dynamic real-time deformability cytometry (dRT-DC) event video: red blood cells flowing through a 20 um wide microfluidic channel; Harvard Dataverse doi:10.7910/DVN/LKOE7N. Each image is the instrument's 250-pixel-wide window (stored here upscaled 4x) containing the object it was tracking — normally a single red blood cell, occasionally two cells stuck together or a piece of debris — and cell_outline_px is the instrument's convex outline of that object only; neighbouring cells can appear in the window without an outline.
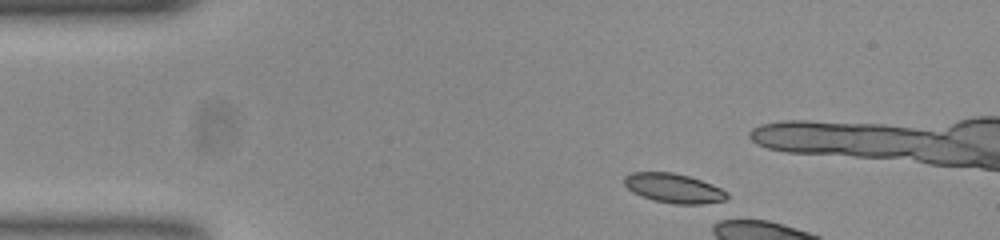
{"species": "common noctule bat (a hibernating species)", "species_latin": "Nyctalus noctula", "temperature_condition": "room temperature", "stored_images_in_passage": 11, "camera_frame_rate_fps": 3000, "um_per_image_px": 0.085, "animal": {"sex": "female", "body_mass_g": 23.0, "forearm_length_mm": 53.4}, "frame": {"image": 1, "passage_image": 4, "time_ms": 1.0, "image_size_px": [1000, 240], "cell_outline_px": [[728, 196], [724, 200], [704, 204], [676, 204], [652, 200], [640, 196], [632, 192], [624, 184], [624, 176], [632, 172], [672, 172], [688, 176], [712, 184], [728, 192]], "centroid_in_image_um": [57.24, 16.0], "position_along_channel_um": 27.8, "area_um2": 17.63}}